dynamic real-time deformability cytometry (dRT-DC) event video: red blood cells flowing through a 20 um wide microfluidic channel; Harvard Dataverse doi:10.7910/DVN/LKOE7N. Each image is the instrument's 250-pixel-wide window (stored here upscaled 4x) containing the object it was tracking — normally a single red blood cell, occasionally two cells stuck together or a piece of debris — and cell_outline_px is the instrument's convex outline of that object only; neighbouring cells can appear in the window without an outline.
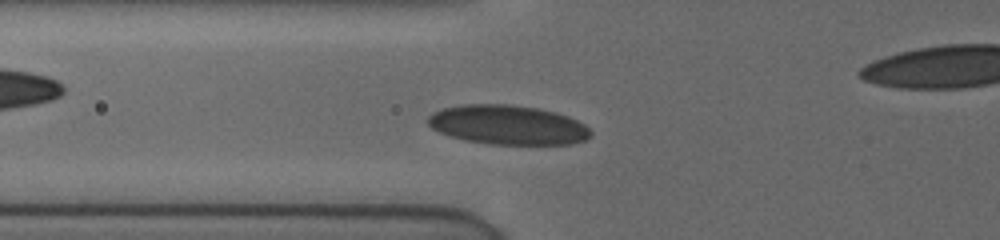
{"species": "human", "species_latin": "Homo sapiens", "temperature_condition": "cold", "stored_images_in_passage": 16, "camera_frame_rate_fps": 3000, "um_per_image_px": 0.085, "donor": {"sex": "female"}, "frame": {"image": 1, "passage_image": 6, "time_ms": 3.0, "image_size_px": [1000, 240], "cell_outline_px": [[592, 136], [588, 140], [572, 144], [488, 144], [464, 140], [448, 136], [432, 128], [428, 124], [428, 116], [432, 112], [444, 108], [464, 104], [508, 104], [540, 108], [556, 112], [568, 116], [584, 124], [592, 132]], "centroid_in_image_um": [43.18, 10.62], "position_along_channel_um": 82.6, "area_um2": 37.69}}
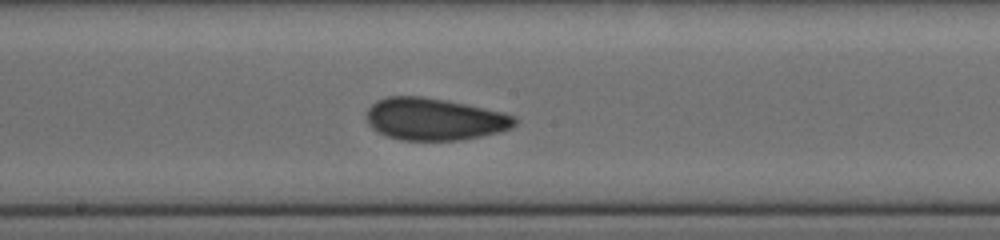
{"frame": {"image": 2, "passage_image": 12, "time_ms": 6.333, "image_size_px": [1000, 240], "cell_outline_px": [[516, 124], [512, 128], [500, 132], [460, 140], [400, 140], [388, 136], [372, 128], [368, 124], [368, 108], [376, 100], [388, 96], [424, 96], [504, 112], [516, 116]], "centroid_in_image_um": [36.95, 10.12], "position_along_channel_um": 211.3, "area_um2": 36.3}}
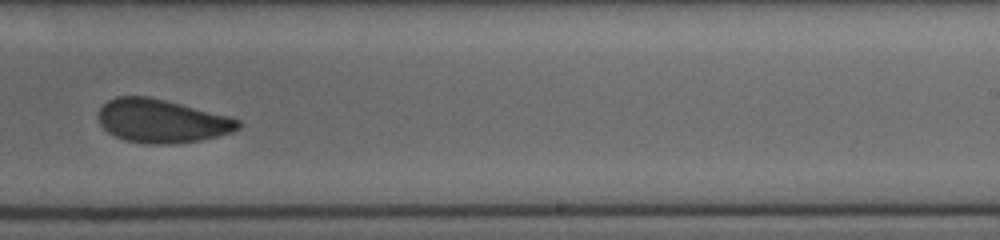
{"frame": {"image": 3, "passage_image": 15, "time_ms": 8.0, "image_size_px": [1000, 240], "cell_outline_px": [[240, 128], [232, 132], [200, 140], [172, 144], [148, 144], [124, 140], [108, 132], [100, 124], [100, 108], [108, 100], [116, 96], [148, 96], [228, 116], [240, 120]], "centroid_in_image_um": [13.74, 10.29], "position_along_channel_um": 275.3, "area_um2": 35.03}}